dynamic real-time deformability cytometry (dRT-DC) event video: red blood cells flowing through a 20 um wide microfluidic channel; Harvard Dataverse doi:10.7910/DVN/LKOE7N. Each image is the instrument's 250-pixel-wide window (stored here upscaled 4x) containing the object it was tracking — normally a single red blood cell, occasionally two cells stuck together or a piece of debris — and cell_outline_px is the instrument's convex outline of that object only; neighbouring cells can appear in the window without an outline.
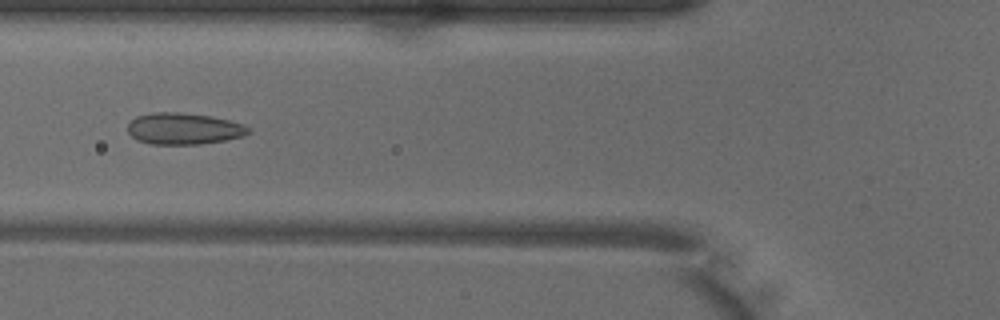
{"species": "common noctule bat (a hibernating species)", "species_latin": "Nyctalus noctula", "temperature_condition": "warm", "stored_images_in_passage": 41, "camera_frame_rate_fps": 3000, "um_per_image_px": 0.085, "animal": {"sex": "male", "body_mass_g": 18.8}, "frame": {"image": 1, "passage_image": 13, "time_ms": 4.0, "image_size_px": [1000, 320], "cell_outline_px": [[252, 132], [244, 136], [224, 140], [200, 144], [152, 144], [136, 140], [128, 132], [128, 124], [136, 116], [152, 112], [176, 112], [212, 116], [244, 124]], "centroid_in_image_um": [15.62, 10.93], "position_along_channel_um": 110.2, "area_um2": 22.2}}
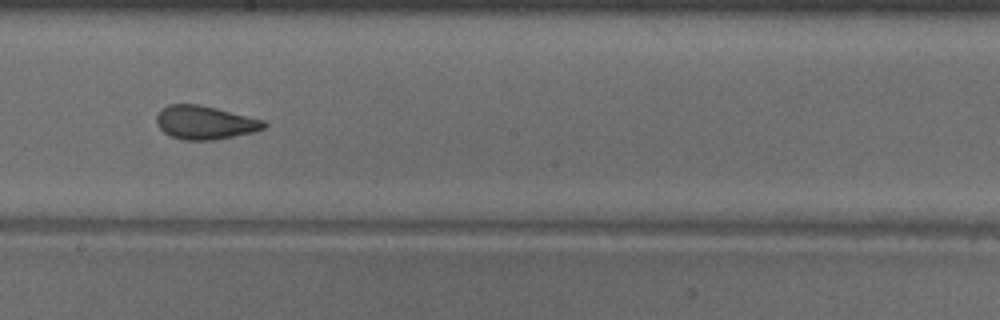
{"frame": {"image": 2, "passage_image": 22, "time_ms": 7.0, "image_size_px": [1000, 320], "cell_outline_px": [[268, 124], [264, 128], [252, 132], [216, 140], [184, 140], [172, 136], [164, 132], [156, 124], [156, 116], [160, 108], [168, 104], [200, 104], [264, 120]], "centroid_in_image_um": [17.39, 10.41], "position_along_channel_um": 230.8, "area_um2": 21.04}}
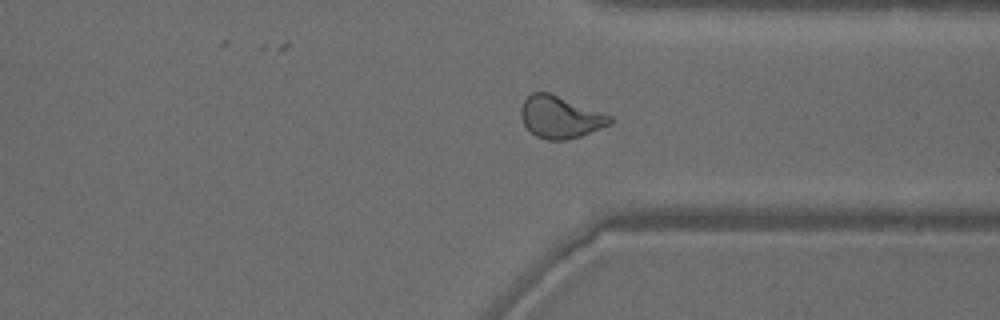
{"frame": {"image": 3, "passage_image": 32, "time_ms": 10.333, "image_size_px": [1000, 320], "cell_outline_px": [[616, 120], [612, 124], [580, 136], [564, 140], [544, 140], [536, 136], [524, 124], [520, 116], [520, 108], [524, 100], [532, 92], [548, 92], [612, 116]], "centroid_in_image_um": [47.62, 9.96], "position_along_channel_um": 363.8, "area_um2": 21.79}, "authors_computed_cell_mechanics": {"area_um2": 21.7906, "velocity_mm_per_s": 4.009, "shape_relaxation_time_tau1_ms": 8.9813, "shape_relaxation_time_tau2_ms": 1.1947, "deformation_change_tau1": 0.2072, "deformation_change_tau2": 0.0677}}